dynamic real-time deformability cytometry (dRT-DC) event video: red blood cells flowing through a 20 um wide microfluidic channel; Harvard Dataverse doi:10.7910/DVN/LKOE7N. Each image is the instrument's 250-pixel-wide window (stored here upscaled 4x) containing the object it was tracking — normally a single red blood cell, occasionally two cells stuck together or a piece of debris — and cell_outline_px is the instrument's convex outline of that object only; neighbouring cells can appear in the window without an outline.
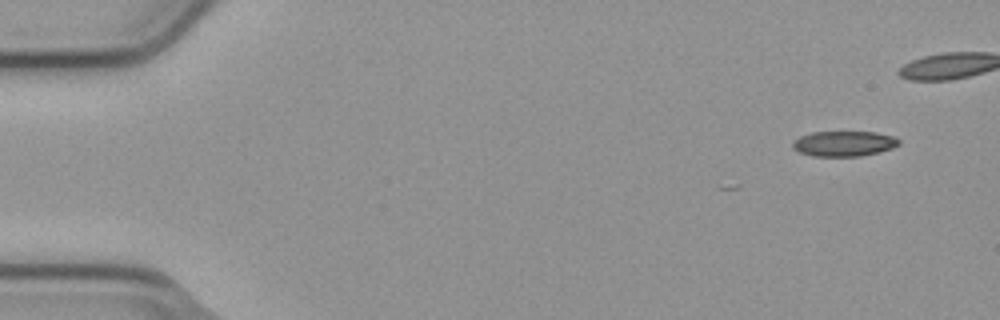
{"species": "common noctule bat (a hibernating species)", "species_latin": "Nyctalus noctula", "temperature_condition": "cold", "stored_images_in_passage": 5, "camera_frame_rate_fps": 3000, "um_per_image_px": 0.085, "animal": {"sex": "male", "body_mass_g": 23.1, "forearm_length_mm": 52.7}, "frame": {"image": 1, "passage_image": 1, "time_ms": 0.0, "image_size_px": [1000, 320], "cell_outline_px": [[900, 144], [892, 148], [880, 152], [860, 156], [812, 156], [800, 152], [792, 148], [792, 140], [800, 136], [812, 132], [876, 132], [896, 136], [900, 140]], "centroid_in_image_um": [71.75, 12.2], "position_along_channel_um": 13.3, "area_um2": 15.84}}
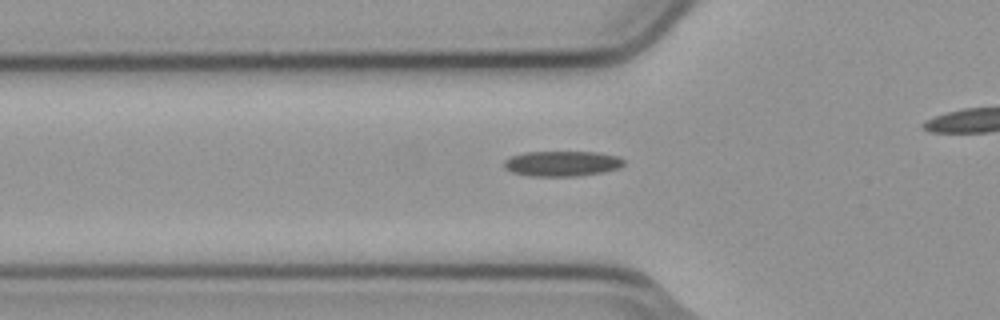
{"frame": {"image": 2, "passage_image": 5, "time_ms": 1.333, "image_size_px": [1000, 320], "cell_outline_px": [[624, 164], [620, 168], [604, 172], [572, 176], [532, 176], [512, 172], [504, 168], [504, 160], [512, 156], [524, 152], [600, 152], [620, 156], [624, 160]], "centroid_in_image_um": [47.81, 13.89], "position_along_channel_um": 78.0, "area_um2": 17.74}}